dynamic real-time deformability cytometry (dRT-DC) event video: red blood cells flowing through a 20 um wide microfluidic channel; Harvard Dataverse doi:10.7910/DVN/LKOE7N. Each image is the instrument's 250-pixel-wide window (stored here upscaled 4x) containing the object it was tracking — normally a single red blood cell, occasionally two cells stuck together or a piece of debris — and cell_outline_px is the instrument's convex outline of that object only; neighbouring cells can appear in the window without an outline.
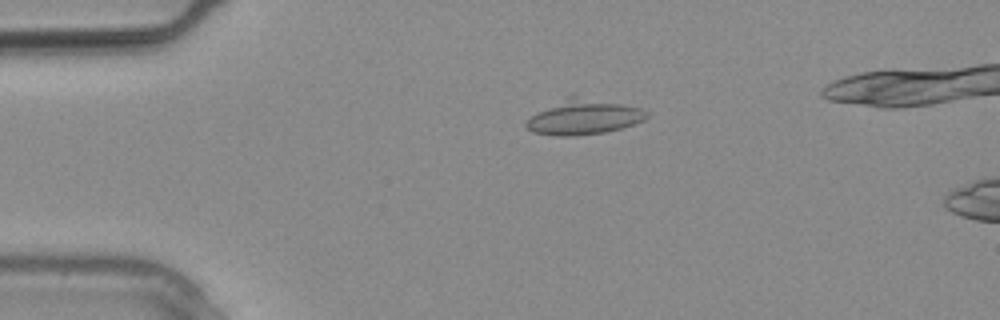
{"species": "common noctule bat (a hibernating species)", "species_latin": "Nyctalus noctula", "temperature_condition": "warm", "stored_images_in_passage": 9, "camera_frame_rate_fps": 3000, "um_per_image_px": 0.085, "animal": {"sex": "male", "body_mass_g": 20.4}, "frame": {"image": 1, "passage_image": 6, "time_ms": 1.667, "image_size_px": [1000, 320], "cell_outline_px": [[648, 116], [644, 120], [620, 128], [604, 132], [572, 136], [556, 136], [532, 132], [524, 124], [532, 116], [568, 96], [576, 96], [620, 104], [640, 108], [648, 112]], "centroid_in_image_um": [49.61, 9.97], "position_along_channel_um": 35.4, "area_um2": 23.76}}